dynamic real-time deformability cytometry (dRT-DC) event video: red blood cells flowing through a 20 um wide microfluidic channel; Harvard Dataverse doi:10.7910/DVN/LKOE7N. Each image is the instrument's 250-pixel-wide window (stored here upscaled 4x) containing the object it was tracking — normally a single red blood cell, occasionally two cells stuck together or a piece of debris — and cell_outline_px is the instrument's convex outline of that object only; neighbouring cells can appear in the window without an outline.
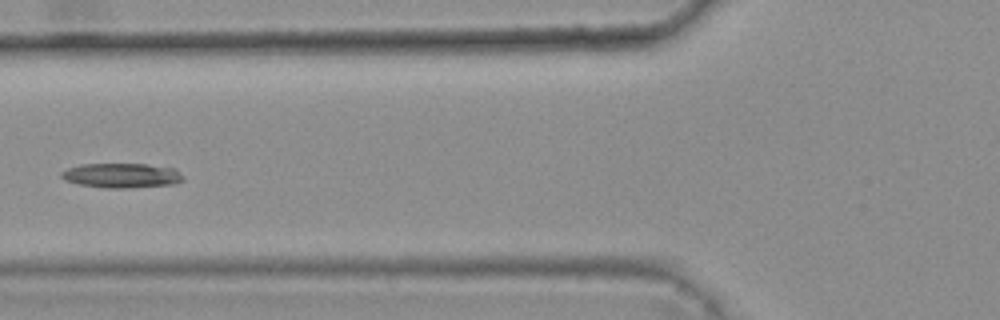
{"species": "common noctule bat (a hibernating species)", "species_latin": "Nyctalus noctula", "temperature_condition": "warm", "stored_images_in_passage": 6, "camera_frame_rate_fps": 3000, "um_per_image_px": 0.085, "animal": {"sex": "female", "body_mass_g": 25.1}, "frame": {"image": 1, "passage_image": 5, "time_ms": 1.333, "image_size_px": [1000, 320], "cell_outline_px": [[184, 180], [172, 184], [128, 188], [104, 188], [80, 184], [64, 180], [60, 176], [60, 172], [68, 168], [80, 164], [148, 164], [176, 168], [184, 176]], "centroid_in_image_um": [10.35, 14.91], "position_along_channel_um": 115.4, "area_um2": 17.63}}
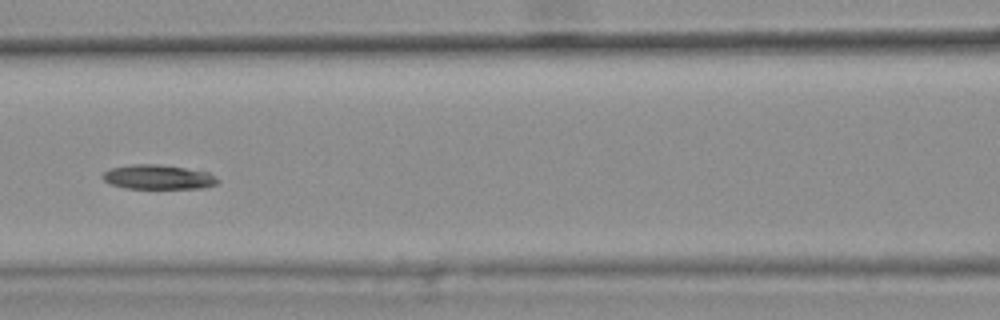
{"frame": {"image": 2, "passage_image": 6, "time_ms": 1.667, "image_size_px": [1000, 320], "cell_outline_px": [[220, 180], [216, 184], [204, 188], [124, 188], [112, 184], [104, 180], [100, 176], [108, 168], [132, 164], [160, 164], [208, 172], [216, 176]], "centroid_in_image_um": [13.43, 15.04], "position_along_channel_um": 153.2, "area_um2": 16.47}}